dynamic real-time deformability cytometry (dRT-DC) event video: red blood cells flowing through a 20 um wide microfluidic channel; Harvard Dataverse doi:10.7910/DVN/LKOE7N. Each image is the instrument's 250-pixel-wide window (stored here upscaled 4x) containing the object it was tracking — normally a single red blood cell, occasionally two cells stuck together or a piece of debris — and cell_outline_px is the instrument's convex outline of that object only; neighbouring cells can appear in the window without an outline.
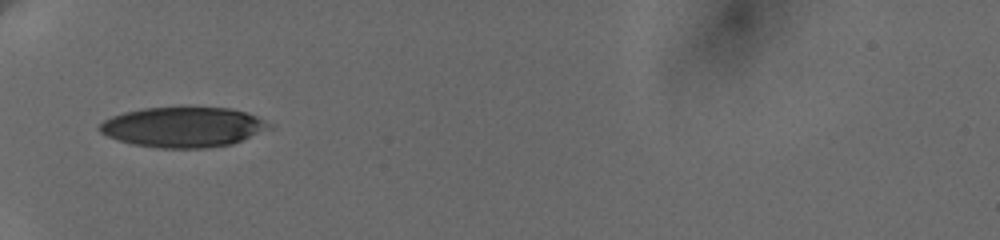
{"species": "human", "species_latin": "Homo sapiens", "temperature_condition": "cold", "stored_images_in_passage": 1, "camera_frame_rate_fps": 3000, "um_per_image_px": 0.085, "donor": {"sex": "female"}, "frame": {"image": 1, "passage_image": 1, "time_ms": 0.0, "image_size_px": [1000, 240], "cell_outline_px": [[272, 128], [232, 144], [204, 148], [160, 148], [132, 144], [108, 136], [100, 132], [100, 124], [104, 120], [112, 116], [124, 112], [144, 108], [180, 104], [184, 104], [232, 108], [256, 116], [272, 124]], "centroid_in_image_um": [15.6, 10.75], "position_along_channel_um": 69.4, "area_um2": 40.69}}